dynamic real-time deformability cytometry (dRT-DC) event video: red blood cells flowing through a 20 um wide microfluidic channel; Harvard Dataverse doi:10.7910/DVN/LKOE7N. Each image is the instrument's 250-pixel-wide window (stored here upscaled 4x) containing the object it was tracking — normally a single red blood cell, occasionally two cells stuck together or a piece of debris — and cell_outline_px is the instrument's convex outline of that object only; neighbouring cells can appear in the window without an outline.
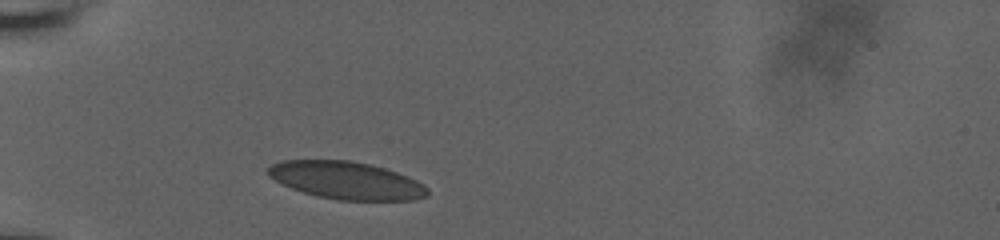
{"species": "human", "species_latin": "Homo sapiens", "temperature_condition": "room temperature", "stored_images_in_passage": 31, "camera_frame_rate_fps": 3000, "um_per_image_px": 0.085, "donor": {"sex": "male"}, "frame": {"image": 1, "passage_image": 1, "time_ms": 0.0, "image_size_px": [1000, 240], "cell_outline_px": [[428, 196], [412, 200], [336, 200], [316, 196], [292, 188], [268, 176], [268, 168], [272, 164], [280, 160], [348, 160], [368, 164], [384, 168], [408, 176], [424, 184], [428, 188]], "centroid_in_image_um": [29.45, 15.33], "position_along_channel_um": 55.5, "area_um2": 34.8}}
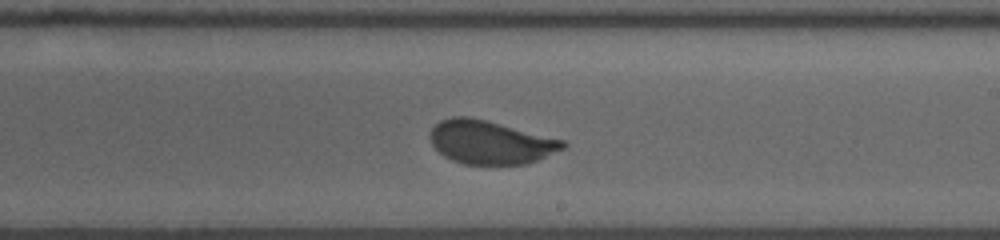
{"frame": {"image": 2, "passage_image": 18, "time_ms": 5.667, "image_size_px": [1000, 240], "cell_outline_px": [[568, 144], [564, 148], [536, 160], [524, 164], [464, 164], [452, 160], [444, 156], [432, 144], [428, 136], [432, 128], [440, 120], [456, 116], [464, 116], [484, 120], [564, 140]], "centroid_in_image_um": [41.65, 12.09], "position_along_channel_um": 247.4, "area_um2": 33.12}}
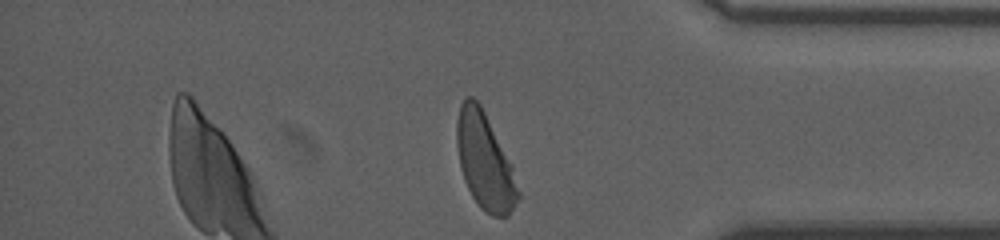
{"frame": {"image": 3, "passage_image": 31, "time_ms": 10.0, "image_size_px": [1000, 240], "cell_outline_px": [[520, 196], [508, 216], [492, 216], [484, 212], [480, 208], [472, 196], [464, 180], [460, 168], [456, 144], [456, 120], [460, 104], [464, 96], [472, 96], [480, 104], [512, 164], [520, 192]], "centroid_in_image_um": [41.19, 13.7], "position_along_channel_um": 394.0, "area_um2": 34.62}, "authors_computed_cell_mechanics": {"area_um2": 34.5644, "velocity_mm_per_s": 3.7107, "shape_relaxation_time_tau1_ms": 3.7353, "shape_relaxation_time_tau2_ms": null, "deformation_change_tau1": 0.106, "deformation_change_tau2": null}}